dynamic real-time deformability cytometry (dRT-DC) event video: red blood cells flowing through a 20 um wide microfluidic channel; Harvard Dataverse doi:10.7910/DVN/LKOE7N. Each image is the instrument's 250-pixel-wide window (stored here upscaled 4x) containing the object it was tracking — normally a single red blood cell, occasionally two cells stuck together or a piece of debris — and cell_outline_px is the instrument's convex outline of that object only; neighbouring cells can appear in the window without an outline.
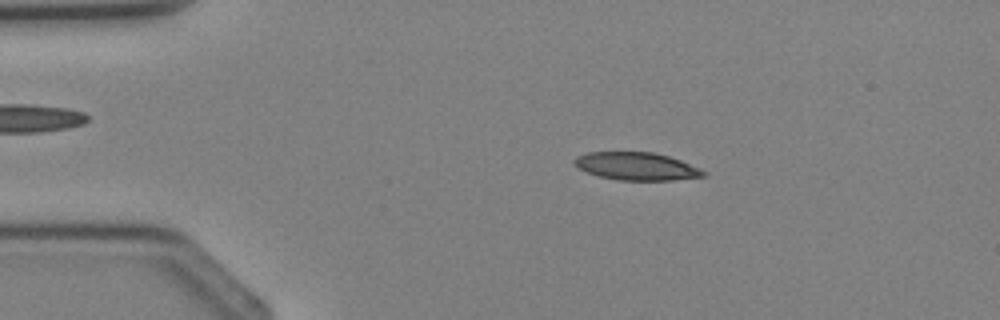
{"species": "Egyptian fruit bat (a non-hibernating species)", "species_latin": "Rousettus aegyptiacus", "temperature_condition": "cold", "stored_images_in_passage": 2, "camera_frame_rate_fps": 3000, "um_per_image_px": 0.085, "animal": {"sex": "female"}, "frame": {"image": 1, "passage_image": 1, "time_ms": 0.0, "image_size_px": [1000, 320], "cell_outline_px": [[708, 176], [672, 180], [616, 180], [600, 176], [588, 172], [572, 164], [572, 160], [576, 156], [588, 152], [652, 152], [668, 156], [680, 160], [700, 168], [708, 172]], "centroid_in_image_um": [54.12, 14.13], "position_along_channel_um": 30.9, "area_um2": 20.98}}